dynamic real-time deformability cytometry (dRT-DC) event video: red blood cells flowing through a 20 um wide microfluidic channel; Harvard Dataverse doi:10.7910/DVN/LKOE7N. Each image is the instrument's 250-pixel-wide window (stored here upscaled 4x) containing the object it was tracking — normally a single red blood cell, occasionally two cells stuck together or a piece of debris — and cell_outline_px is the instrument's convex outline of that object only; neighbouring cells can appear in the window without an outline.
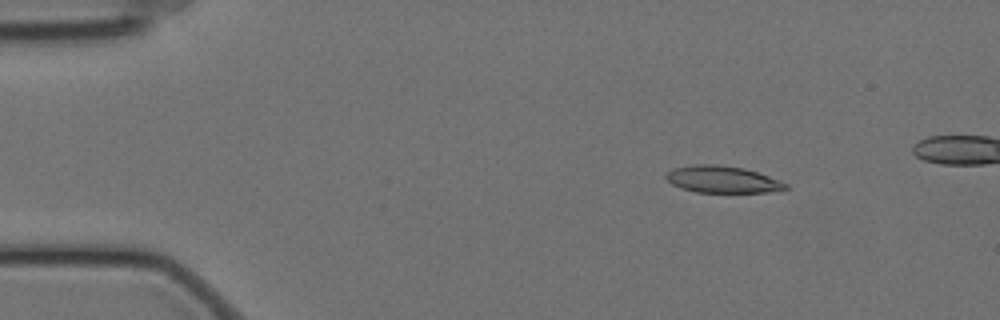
{"species": "Egyptian fruit bat (a non-hibernating species)", "species_latin": "Rousettus aegyptiacus", "temperature_condition": "cold", "stored_images_in_passage": 18, "camera_frame_rate_fps": 3000, "um_per_image_px": 0.085, "animal": {"sex": "female"}, "frame": {"image": 1, "passage_image": 8, "time_ms": 2.333, "image_size_px": [1000, 320], "cell_outline_px": [[792, 188], [768, 192], [696, 192], [680, 188], [672, 184], [664, 176], [672, 168], [692, 164], [716, 164], [744, 168], [780, 180], [788, 184]], "centroid_in_image_um": [61.4, 15.25], "position_along_channel_um": 23.6, "area_um2": 18.84}}